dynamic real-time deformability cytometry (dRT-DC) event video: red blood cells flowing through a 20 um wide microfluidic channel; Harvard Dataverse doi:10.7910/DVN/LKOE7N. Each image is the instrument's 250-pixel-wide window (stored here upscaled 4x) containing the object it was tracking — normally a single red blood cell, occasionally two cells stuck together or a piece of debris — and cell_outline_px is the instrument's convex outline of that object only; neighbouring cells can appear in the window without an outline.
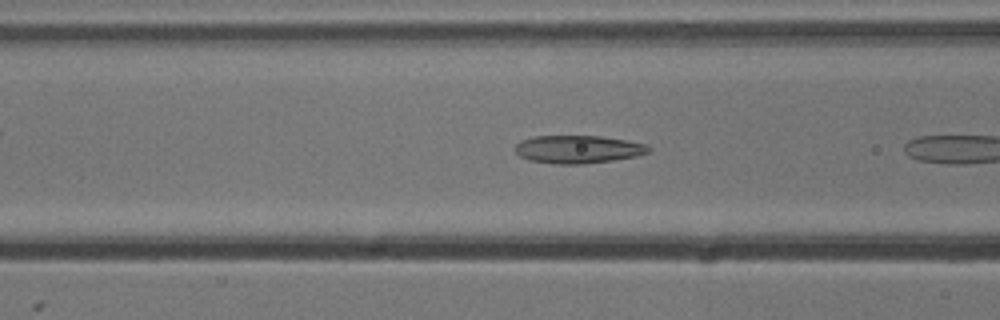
{"species": "common noctule bat (a hibernating species)", "species_latin": "Nyctalus noctula", "temperature_condition": "cold", "stored_images_in_passage": 6, "camera_frame_rate_fps": 3000, "um_per_image_px": 0.085, "animal": {"sex": "male", "body_mass_g": 13.3}, "frame": {"image": 1, "passage_image": 5, "time_ms": 1.333, "image_size_px": [1000, 320], "cell_outline_px": [[652, 148], [648, 152], [636, 156], [612, 160], [584, 164], [556, 164], [528, 160], [520, 156], [516, 152], [516, 144], [532, 136], [600, 136], [628, 140], [648, 144]], "centroid_in_image_um": [49.17, 12.69], "position_along_channel_um": 117.4, "area_um2": 21.73}}